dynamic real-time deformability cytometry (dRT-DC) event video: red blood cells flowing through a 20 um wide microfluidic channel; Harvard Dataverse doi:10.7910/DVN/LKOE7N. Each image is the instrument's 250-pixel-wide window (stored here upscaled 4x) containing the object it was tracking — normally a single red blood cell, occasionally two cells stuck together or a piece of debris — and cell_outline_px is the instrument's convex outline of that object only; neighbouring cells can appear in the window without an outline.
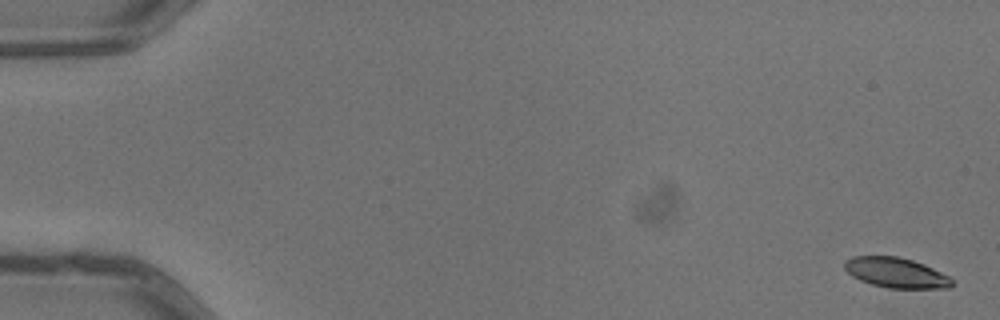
{"species": "common noctule bat (a hibernating species)", "species_latin": "Nyctalus noctula", "temperature_condition": "warm", "stored_images_in_passage": 5, "camera_frame_rate_fps": 3000, "um_per_image_px": 0.085, "animal": {"sex": "male", "body_mass_g": 13.3}, "frame": {"image": 1, "passage_image": 1, "time_ms": 0.0, "image_size_px": [1000, 320], "cell_outline_px": [[952, 288], [888, 288], [872, 284], [860, 280], [852, 276], [844, 268], [844, 260], [852, 256], [896, 256], [912, 260], [924, 264], [948, 276], [952, 280]], "centroid_in_image_um": [76.13, 23.17], "position_along_channel_um": 8.9, "area_um2": 18.79}}
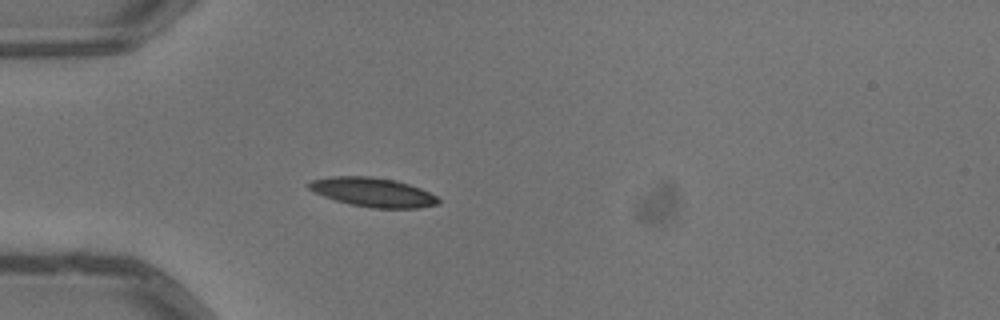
{"frame": {"image": 2, "passage_image": 5, "time_ms": 1.333, "image_size_px": [1000, 320], "cell_outline_px": [[440, 204], [420, 208], [372, 208], [348, 204], [324, 196], [308, 188], [304, 184], [312, 180], [332, 176], [368, 176], [396, 180], [420, 188], [436, 196], [440, 200]], "centroid_in_image_um": [31.7, 16.34], "position_along_channel_um": 53.3, "area_um2": 22.02}}